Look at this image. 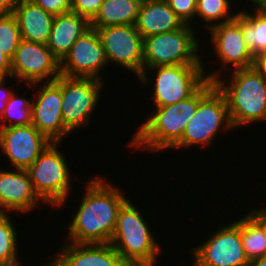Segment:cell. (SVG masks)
<instances>
[{"instance_id":"8","label":"cell","mask_w":266,"mask_h":266,"mask_svg":"<svg viewBox=\"0 0 266 266\" xmlns=\"http://www.w3.org/2000/svg\"><path fill=\"white\" fill-rule=\"evenodd\" d=\"M232 128L234 127L230 120L226 99L215 86L198 103L197 111L186 125L182 138L172 148H189L199 144L210 146L216 139L215 135L220 134L219 131Z\"/></svg>"},{"instance_id":"35","label":"cell","mask_w":266,"mask_h":266,"mask_svg":"<svg viewBox=\"0 0 266 266\" xmlns=\"http://www.w3.org/2000/svg\"><path fill=\"white\" fill-rule=\"evenodd\" d=\"M254 67L266 79V53L255 57Z\"/></svg>"},{"instance_id":"9","label":"cell","mask_w":266,"mask_h":266,"mask_svg":"<svg viewBox=\"0 0 266 266\" xmlns=\"http://www.w3.org/2000/svg\"><path fill=\"white\" fill-rule=\"evenodd\" d=\"M103 85L101 80L95 78L61 75L62 118L70 133L89 125L101 98Z\"/></svg>"},{"instance_id":"30","label":"cell","mask_w":266,"mask_h":266,"mask_svg":"<svg viewBox=\"0 0 266 266\" xmlns=\"http://www.w3.org/2000/svg\"><path fill=\"white\" fill-rule=\"evenodd\" d=\"M104 0H71V12L91 21Z\"/></svg>"},{"instance_id":"14","label":"cell","mask_w":266,"mask_h":266,"mask_svg":"<svg viewBox=\"0 0 266 266\" xmlns=\"http://www.w3.org/2000/svg\"><path fill=\"white\" fill-rule=\"evenodd\" d=\"M107 63L99 34L96 29L90 28L77 39L60 61V74L66 77L95 78L103 81L99 72L108 66Z\"/></svg>"},{"instance_id":"19","label":"cell","mask_w":266,"mask_h":266,"mask_svg":"<svg viewBox=\"0 0 266 266\" xmlns=\"http://www.w3.org/2000/svg\"><path fill=\"white\" fill-rule=\"evenodd\" d=\"M134 25L145 38L180 29L185 24L166 0H143Z\"/></svg>"},{"instance_id":"37","label":"cell","mask_w":266,"mask_h":266,"mask_svg":"<svg viewBox=\"0 0 266 266\" xmlns=\"http://www.w3.org/2000/svg\"><path fill=\"white\" fill-rule=\"evenodd\" d=\"M248 266H266V256L250 260Z\"/></svg>"},{"instance_id":"13","label":"cell","mask_w":266,"mask_h":266,"mask_svg":"<svg viewBox=\"0 0 266 266\" xmlns=\"http://www.w3.org/2000/svg\"><path fill=\"white\" fill-rule=\"evenodd\" d=\"M42 84H44L42 86ZM34 91L32 125L51 142H60L71 133L62 118L61 75L52 82H44ZM36 97V98H35Z\"/></svg>"},{"instance_id":"2","label":"cell","mask_w":266,"mask_h":266,"mask_svg":"<svg viewBox=\"0 0 266 266\" xmlns=\"http://www.w3.org/2000/svg\"><path fill=\"white\" fill-rule=\"evenodd\" d=\"M215 87L214 81L207 80L188 99L172 105L155 107L151 116L142 122L129 141L130 148L151 152L172 149L182 138L186 125L195 115L198 103Z\"/></svg>"},{"instance_id":"34","label":"cell","mask_w":266,"mask_h":266,"mask_svg":"<svg viewBox=\"0 0 266 266\" xmlns=\"http://www.w3.org/2000/svg\"><path fill=\"white\" fill-rule=\"evenodd\" d=\"M20 0H0V15L13 14L15 6Z\"/></svg>"},{"instance_id":"26","label":"cell","mask_w":266,"mask_h":266,"mask_svg":"<svg viewBox=\"0 0 266 266\" xmlns=\"http://www.w3.org/2000/svg\"><path fill=\"white\" fill-rule=\"evenodd\" d=\"M230 4L229 0H197L195 19L196 17L203 19L205 21L203 27L207 30L216 24L231 21L238 13H231Z\"/></svg>"},{"instance_id":"1","label":"cell","mask_w":266,"mask_h":266,"mask_svg":"<svg viewBox=\"0 0 266 266\" xmlns=\"http://www.w3.org/2000/svg\"><path fill=\"white\" fill-rule=\"evenodd\" d=\"M96 176L85 186L78 211L68 225L66 241L77 244H108L119 209L128 200L120 188Z\"/></svg>"},{"instance_id":"39","label":"cell","mask_w":266,"mask_h":266,"mask_svg":"<svg viewBox=\"0 0 266 266\" xmlns=\"http://www.w3.org/2000/svg\"><path fill=\"white\" fill-rule=\"evenodd\" d=\"M46 266H61V265L55 259L54 260L52 259L51 263L47 264Z\"/></svg>"},{"instance_id":"11","label":"cell","mask_w":266,"mask_h":266,"mask_svg":"<svg viewBox=\"0 0 266 266\" xmlns=\"http://www.w3.org/2000/svg\"><path fill=\"white\" fill-rule=\"evenodd\" d=\"M12 78L26 81L35 89L42 82H52L60 74V61L46 44L22 39L11 59ZM35 87V88H34Z\"/></svg>"},{"instance_id":"36","label":"cell","mask_w":266,"mask_h":266,"mask_svg":"<svg viewBox=\"0 0 266 266\" xmlns=\"http://www.w3.org/2000/svg\"><path fill=\"white\" fill-rule=\"evenodd\" d=\"M251 3L256 7L254 10L266 17V0H251Z\"/></svg>"},{"instance_id":"18","label":"cell","mask_w":266,"mask_h":266,"mask_svg":"<svg viewBox=\"0 0 266 266\" xmlns=\"http://www.w3.org/2000/svg\"><path fill=\"white\" fill-rule=\"evenodd\" d=\"M63 244L54 258L61 266H128L110 243Z\"/></svg>"},{"instance_id":"3","label":"cell","mask_w":266,"mask_h":266,"mask_svg":"<svg viewBox=\"0 0 266 266\" xmlns=\"http://www.w3.org/2000/svg\"><path fill=\"white\" fill-rule=\"evenodd\" d=\"M216 71L205 77L224 95L233 127L266 120V79L255 67L231 69L232 74H225L226 78L232 75L228 83L222 80L223 71Z\"/></svg>"},{"instance_id":"28","label":"cell","mask_w":266,"mask_h":266,"mask_svg":"<svg viewBox=\"0 0 266 266\" xmlns=\"http://www.w3.org/2000/svg\"><path fill=\"white\" fill-rule=\"evenodd\" d=\"M20 29L13 14L0 15V50L10 59L21 41Z\"/></svg>"},{"instance_id":"33","label":"cell","mask_w":266,"mask_h":266,"mask_svg":"<svg viewBox=\"0 0 266 266\" xmlns=\"http://www.w3.org/2000/svg\"><path fill=\"white\" fill-rule=\"evenodd\" d=\"M12 78L11 59L0 50V78Z\"/></svg>"},{"instance_id":"23","label":"cell","mask_w":266,"mask_h":266,"mask_svg":"<svg viewBox=\"0 0 266 266\" xmlns=\"http://www.w3.org/2000/svg\"><path fill=\"white\" fill-rule=\"evenodd\" d=\"M266 220L252 210L240 218L242 244L248 260L266 256Z\"/></svg>"},{"instance_id":"4","label":"cell","mask_w":266,"mask_h":266,"mask_svg":"<svg viewBox=\"0 0 266 266\" xmlns=\"http://www.w3.org/2000/svg\"><path fill=\"white\" fill-rule=\"evenodd\" d=\"M147 222L128 199L119 209L110 244L128 266H155L161 246Z\"/></svg>"},{"instance_id":"5","label":"cell","mask_w":266,"mask_h":266,"mask_svg":"<svg viewBox=\"0 0 266 266\" xmlns=\"http://www.w3.org/2000/svg\"><path fill=\"white\" fill-rule=\"evenodd\" d=\"M194 27L182 28L143 38V71L166 65H203ZM194 31V32H193Z\"/></svg>"},{"instance_id":"31","label":"cell","mask_w":266,"mask_h":266,"mask_svg":"<svg viewBox=\"0 0 266 266\" xmlns=\"http://www.w3.org/2000/svg\"><path fill=\"white\" fill-rule=\"evenodd\" d=\"M46 12L55 15L71 11V0H32Z\"/></svg>"},{"instance_id":"20","label":"cell","mask_w":266,"mask_h":266,"mask_svg":"<svg viewBox=\"0 0 266 266\" xmlns=\"http://www.w3.org/2000/svg\"><path fill=\"white\" fill-rule=\"evenodd\" d=\"M21 39L48 44L54 15L46 12L32 0H20L13 10Z\"/></svg>"},{"instance_id":"38","label":"cell","mask_w":266,"mask_h":266,"mask_svg":"<svg viewBox=\"0 0 266 266\" xmlns=\"http://www.w3.org/2000/svg\"><path fill=\"white\" fill-rule=\"evenodd\" d=\"M260 219L262 220H266V208L261 209V210H257V209H253L252 210Z\"/></svg>"},{"instance_id":"29","label":"cell","mask_w":266,"mask_h":266,"mask_svg":"<svg viewBox=\"0 0 266 266\" xmlns=\"http://www.w3.org/2000/svg\"><path fill=\"white\" fill-rule=\"evenodd\" d=\"M184 24L192 25L195 18L197 0H166Z\"/></svg>"},{"instance_id":"10","label":"cell","mask_w":266,"mask_h":266,"mask_svg":"<svg viewBox=\"0 0 266 266\" xmlns=\"http://www.w3.org/2000/svg\"><path fill=\"white\" fill-rule=\"evenodd\" d=\"M232 223V224H231ZM218 228L201 243L192 247V266H248L240 233V219Z\"/></svg>"},{"instance_id":"22","label":"cell","mask_w":266,"mask_h":266,"mask_svg":"<svg viewBox=\"0 0 266 266\" xmlns=\"http://www.w3.org/2000/svg\"><path fill=\"white\" fill-rule=\"evenodd\" d=\"M142 2L143 0H104L90 21L91 28L134 25Z\"/></svg>"},{"instance_id":"17","label":"cell","mask_w":266,"mask_h":266,"mask_svg":"<svg viewBox=\"0 0 266 266\" xmlns=\"http://www.w3.org/2000/svg\"><path fill=\"white\" fill-rule=\"evenodd\" d=\"M40 200L42 203L27 170L0 169V213L14 211L26 214L35 209Z\"/></svg>"},{"instance_id":"16","label":"cell","mask_w":266,"mask_h":266,"mask_svg":"<svg viewBox=\"0 0 266 266\" xmlns=\"http://www.w3.org/2000/svg\"><path fill=\"white\" fill-rule=\"evenodd\" d=\"M50 143L32 124L0 128V148L15 169L27 170Z\"/></svg>"},{"instance_id":"25","label":"cell","mask_w":266,"mask_h":266,"mask_svg":"<svg viewBox=\"0 0 266 266\" xmlns=\"http://www.w3.org/2000/svg\"><path fill=\"white\" fill-rule=\"evenodd\" d=\"M8 213H0V266H21L18 261V235Z\"/></svg>"},{"instance_id":"32","label":"cell","mask_w":266,"mask_h":266,"mask_svg":"<svg viewBox=\"0 0 266 266\" xmlns=\"http://www.w3.org/2000/svg\"><path fill=\"white\" fill-rule=\"evenodd\" d=\"M7 78H0V119L3 116L4 109L6 107L7 101L11 98L14 91L8 87L6 89Z\"/></svg>"},{"instance_id":"21","label":"cell","mask_w":266,"mask_h":266,"mask_svg":"<svg viewBox=\"0 0 266 266\" xmlns=\"http://www.w3.org/2000/svg\"><path fill=\"white\" fill-rule=\"evenodd\" d=\"M90 28V21L77 13L70 11L55 15L47 46L61 61L77 39Z\"/></svg>"},{"instance_id":"15","label":"cell","mask_w":266,"mask_h":266,"mask_svg":"<svg viewBox=\"0 0 266 266\" xmlns=\"http://www.w3.org/2000/svg\"><path fill=\"white\" fill-rule=\"evenodd\" d=\"M208 31L211 32L214 54L223 64L222 67L220 64V69L225 70L231 65L234 67L233 70L254 67L255 58L248 49L242 33V14L240 12L233 20L216 24Z\"/></svg>"},{"instance_id":"7","label":"cell","mask_w":266,"mask_h":266,"mask_svg":"<svg viewBox=\"0 0 266 266\" xmlns=\"http://www.w3.org/2000/svg\"><path fill=\"white\" fill-rule=\"evenodd\" d=\"M59 144L60 142H51L27 169L37 195L53 207L67 203L72 189L69 163L60 153Z\"/></svg>"},{"instance_id":"24","label":"cell","mask_w":266,"mask_h":266,"mask_svg":"<svg viewBox=\"0 0 266 266\" xmlns=\"http://www.w3.org/2000/svg\"><path fill=\"white\" fill-rule=\"evenodd\" d=\"M239 12L242 14V33L248 49L254 58L266 53V17L256 10L254 14L245 10Z\"/></svg>"},{"instance_id":"27","label":"cell","mask_w":266,"mask_h":266,"mask_svg":"<svg viewBox=\"0 0 266 266\" xmlns=\"http://www.w3.org/2000/svg\"><path fill=\"white\" fill-rule=\"evenodd\" d=\"M9 120L8 122H5ZM32 124V101L16 95L14 92L7 101L0 128Z\"/></svg>"},{"instance_id":"12","label":"cell","mask_w":266,"mask_h":266,"mask_svg":"<svg viewBox=\"0 0 266 266\" xmlns=\"http://www.w3.org/2000/svg\"><path fill=\"white\" fill-rule=\"evenodd\" d=\"M108 64L124 67L140 76L143 72V37L135 25H116L96 29Z\"/></svg>"},{"instance_id":"6","label":"cell","mask_w":266,"mask_h":266,"mask_svg":"<svg viewBox=\"0 0 266 266\" xmlns=\"http://www.w3.org/2000/svg\"><path fill=\"white\" fill-rule=\"evenodd\" d=\"M203 65H166L147 68L138 77L145 85L151 84L149 71L156 73L151 94L156 107L172 105L188 99L206 81V73ZM147 71V72H146ZM149 78V79H148ZM149 82V83H148Z\"/></svg>"}]
</instances>
